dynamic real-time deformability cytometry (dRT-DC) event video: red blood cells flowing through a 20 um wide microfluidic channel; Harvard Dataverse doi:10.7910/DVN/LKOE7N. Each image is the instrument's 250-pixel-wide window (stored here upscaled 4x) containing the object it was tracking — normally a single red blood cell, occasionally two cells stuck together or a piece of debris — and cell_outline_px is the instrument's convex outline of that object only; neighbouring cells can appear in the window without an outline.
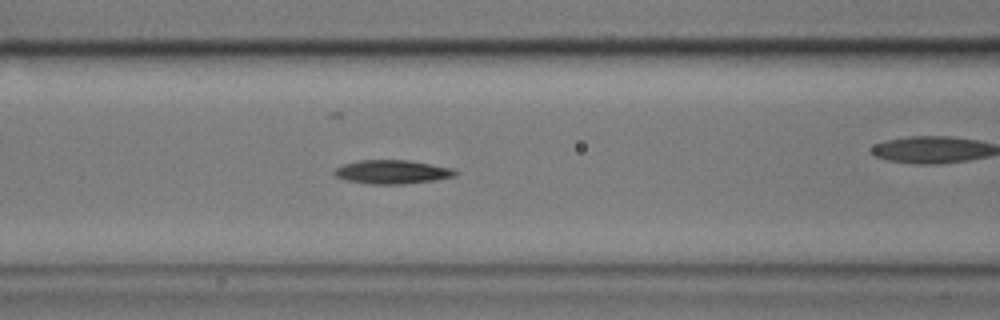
{"species": "common noctule bat (a hibernating species)", "species_latin": "Nyctalus noctula", "temperature_condition": "cold", "stored_images_in_passage": 49, "camera_frame_rate_fps": 3000, "um_per_image_px": 0.085, "animal": {"sex": "male", "body_mass_g": 17.9}, "frame": {"image": 1, "passage_image": 15, "time_ms": 4.667, "image_size_px": [1000, 320], "cell_outline_px": [[460, 172], [456, 176], [436, 180], [404, 184], [372, 184], [348, 180], [336, 176], [332, 172], [336, 168], [344, 164], [360, 160], [408, 160], [432, 164], [452, 168]], "centroid_in_image_um": [33.39, 14.61], "position_along_channel_um": 133.2, "area_um2": 16.76}}
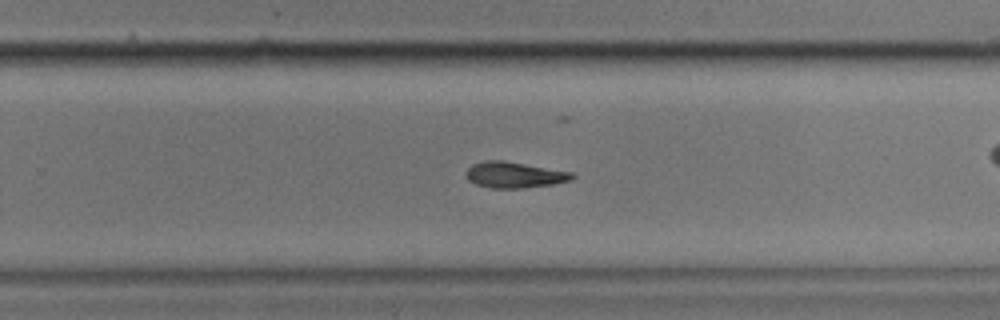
{"frame": {"image": 2, "passage_image": 28, "time_ms": 9.0, "image_size_px": [1000, 320], "cell_outline_px": [[576, 176], [572, 180], [552, 184], [524, 188], [492, 188], [476, 184], [468, 180], [468, 168], [472, 164], [484, 160], [504, 160], [572, 172]], "centroid_in_image_um": [43.75, 14.86], "position_along_channel_um": 286.1, "area_um2": 16.01}}
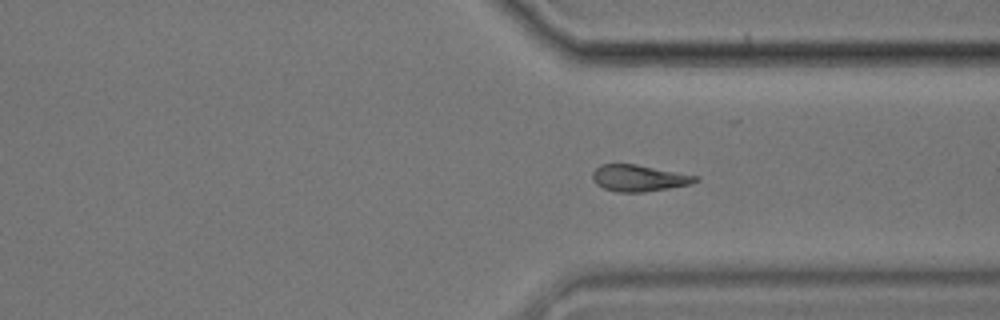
{"frame": {"image": 3, "passage_image": 34, "time_ms": 11.0, "image_size_px": [1000, 320], "cell_outline_px": [[700, 180], [692, 184], [644, 192], [616, 192], [604, 188], [596, 184], [592, 176], [592, 172], [600, 164], [636, 164], [700, 176]], "centroid_in_image_um": [54.33, 15.13], "position_along_channel_um": 357.1, "area_um2": 16.01}, "authors_computed_cell_mechanics": {"area_um2": 16.762, "velocity_mm_per_s": 3.5334, "shape_relaxation_time_tau1_ms": 6.4633, "shape_relaxation_time_tau2_ms": 6.9927, "deformation_change_tau1": 0.1466, "deformation_change_tau2": 0.168}}